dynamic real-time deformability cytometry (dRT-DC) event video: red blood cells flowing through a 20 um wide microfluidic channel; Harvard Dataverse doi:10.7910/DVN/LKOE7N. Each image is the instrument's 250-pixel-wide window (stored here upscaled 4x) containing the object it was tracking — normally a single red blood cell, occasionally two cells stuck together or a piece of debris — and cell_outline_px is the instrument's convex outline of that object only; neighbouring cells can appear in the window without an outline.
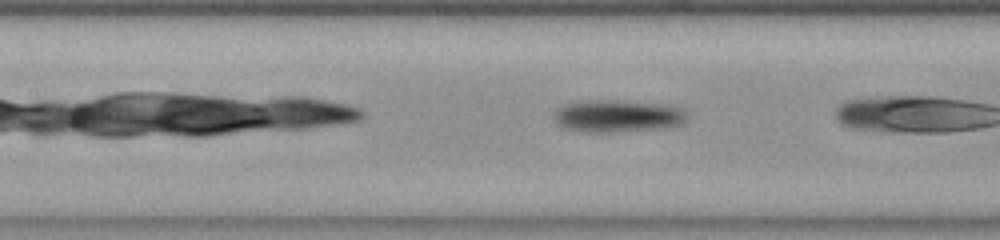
{"species": "common noctule bat (a hibernating species)", "species_latin": "Nyctalus noctula", "temperature_condition": "room temperature", "stored_images_in_passage": 21, "camera_frame_rate_fps": 3000, "um_per_image_px": 0.085, "animal": {"sex": "female", "body_mass_g": 23.0, "forearm_length_mm": 53.4}, "frame": {"image": 1, "passage_image": 10, "time_ms": 3.0, "image_size_px": [1000, 240], "cell_outline_px": [[688, 116], [680, 124], [652, 128], [608, 132], [588, 132], [568, 128], [560, 124], [556, 120], [556, 108], [564, 104], [592, 100], [616, 100], [676, 104], [684, 108], [688, 112]], "centroid_in_image_um": [52.59, 9.82], "position_along_channel_um": 154.8, "area_um2": 24.8}}